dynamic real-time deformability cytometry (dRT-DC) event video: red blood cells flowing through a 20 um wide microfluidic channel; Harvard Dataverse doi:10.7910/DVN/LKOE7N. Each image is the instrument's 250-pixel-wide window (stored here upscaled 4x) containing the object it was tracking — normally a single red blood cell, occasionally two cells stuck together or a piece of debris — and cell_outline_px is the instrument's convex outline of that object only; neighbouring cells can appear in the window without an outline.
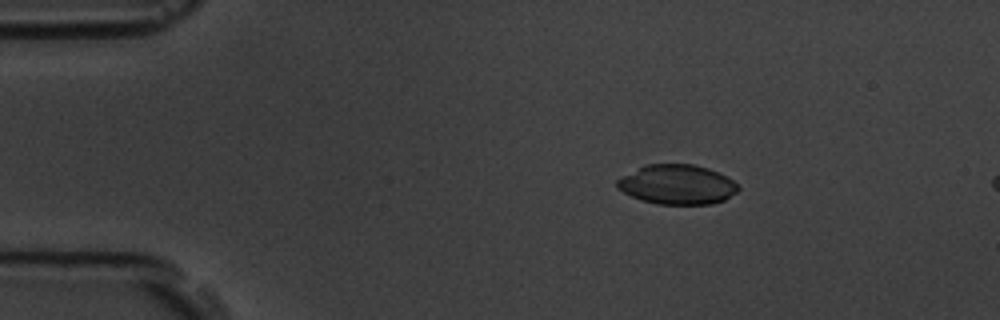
{"species": "common noctule bat (a hibernating species)", "species_latin": "Nyctalus noctula", "temperature_condition": "room temperature", "stored_images_in_passage": 4, "segment_of_instrument_passage": [1, 2], "camera_frame_rate_fps": 3000, "um_per_image_px": 0.085, "animal": {"sex": "male", "body_mass_g": 19.5, "forearm_length_mm": 54.6}, "frame": {"image": 1, "passage_image": 2, "time_ms": 1.0, "image_size_px": [1000, 320], "cell_outline_px": [[740, 188], [736, 192], [724, 200], [712, 204], [656, 204], [640, 200], [616, 188], [616, 180], [620, 176], [648, 164], [692, 164], [708, 168], [732, 180]], "centroid_in_image_um": [57.52, 15.69], "position_along_channel_um": 27.5, "area_um2": 27.86}}